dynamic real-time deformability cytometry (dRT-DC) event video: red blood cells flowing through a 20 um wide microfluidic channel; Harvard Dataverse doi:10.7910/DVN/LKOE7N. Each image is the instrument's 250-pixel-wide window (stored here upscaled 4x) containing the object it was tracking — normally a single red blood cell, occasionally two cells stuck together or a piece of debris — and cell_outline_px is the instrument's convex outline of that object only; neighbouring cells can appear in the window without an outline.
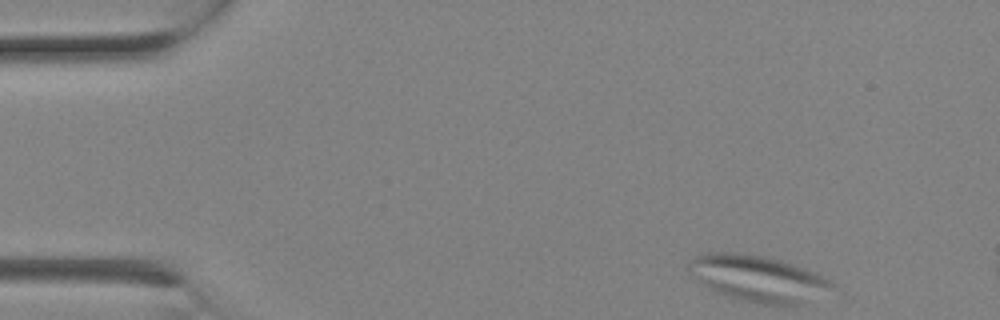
{"species": "Egyptian fruit bat (a non-hibernating species)", "species_latin": "Rousettus aegyptiacus", "temperature_condition": "room temperature", "stored_images_in_passage": 6, "camera_frame_rate_fps": 3000, "um_per_image_px": 0.085, "animal": {"sex": "female"}, "frame": {"image": 1, "passage_image": 1, "time_ms": 0.0, "image_size_px": [1000, 320], "cell_outline_px": [[836, 288], [796, 304], [756, 304], [740, 300], [716, 292], [708, 288], [684, 268], [696, 256], [704, 252], [732, 252], [764, 256], [804, 268], [832, 280]], "centroid_in_image_um": [64.37, 23.65], "position_along_channel_um": 20.6, "area_um2": 38.15}}